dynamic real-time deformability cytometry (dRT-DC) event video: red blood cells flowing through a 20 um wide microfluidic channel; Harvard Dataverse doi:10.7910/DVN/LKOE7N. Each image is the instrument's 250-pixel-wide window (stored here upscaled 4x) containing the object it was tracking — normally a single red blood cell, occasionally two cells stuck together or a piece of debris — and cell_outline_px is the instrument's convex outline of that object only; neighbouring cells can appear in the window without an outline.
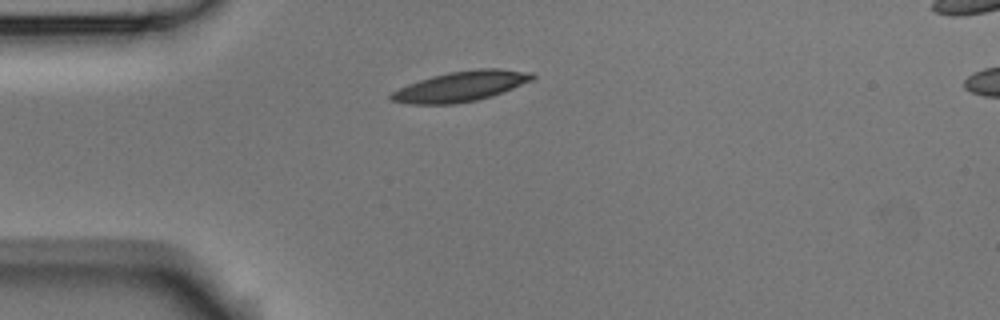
{"species": "Egyptian fruit bat (a non-hibernating species)", "species_latin": "Rousettus aegyptiacus", "temperature_condition": "room temperature", "stored_images_in_passage": 4, "camera_frame_rate_fps": 3000, "um_per_image_px": 0.085, "animal": {"sex": "male"}, "frame": {"image": 1, "passage_image": 1, "time_ms": 0.0, "image_size_px": [1000, 320], "cell_outline_px": [[536, 76], [532, 80], [492, 96], [476, 100], [456, 104], [412, 104], [388, 100], [388, 96], [392, 92], [408, 84], [432, 76], [448, 72], [476, 68], [496, 68], [532, 72]], "centroid_in_image_um": [39.16, 7.33], "position_along_channel_um": 45.8, "area_um2": 24.85}}
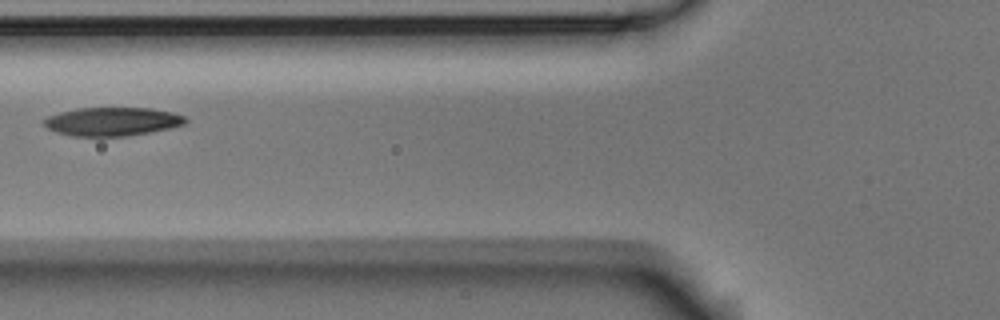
{"frame": {"image": 2, "passage_image": 3, "time_ms": 0.667, "image_size_px": [1000, 320], "cell_outline_px": [[188, 120], [184, 124], [168, 128], [128, 136], [72, 136], [56, 132], [48, 128], [44, 124], [44, 120], [48, 116], [60, 112], [76, 108], [152, 108], [172, 112], [184, 116]], "centroid_in_image_um": [9.53, 10.32], "position_along_channel_um": 116.3, "area_um2": 23.41}}
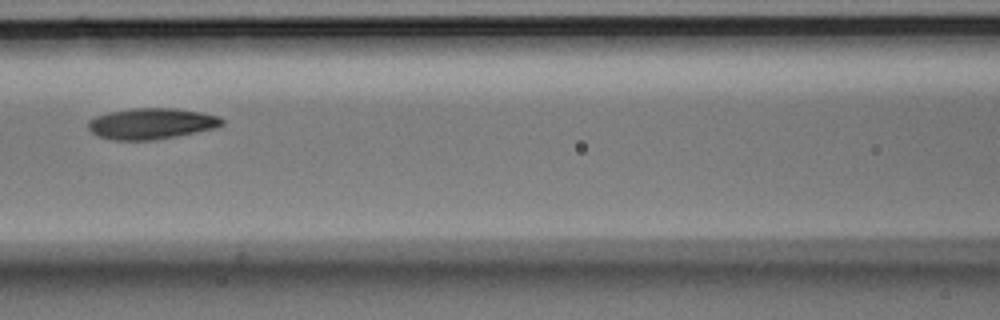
{"frame": {"image": 3, "passage_image": 4, "time_ms": 1.0, "image_size_px": [1000, 320], "cell_outline_px": [[224, 124], [216, 128], [176, 136], [152, 140], [112, 140], [100, 136], [92, 132], [88, 128], [88, 120], [96, 116], [112, 112], [132, 108], [176, 108], [200, 112], [220, 116], [224, 120]], "centroid_in_image_um": [12.9, 10.5], "position_along_channel_um": 153.7, "area_um2": 24.1}}